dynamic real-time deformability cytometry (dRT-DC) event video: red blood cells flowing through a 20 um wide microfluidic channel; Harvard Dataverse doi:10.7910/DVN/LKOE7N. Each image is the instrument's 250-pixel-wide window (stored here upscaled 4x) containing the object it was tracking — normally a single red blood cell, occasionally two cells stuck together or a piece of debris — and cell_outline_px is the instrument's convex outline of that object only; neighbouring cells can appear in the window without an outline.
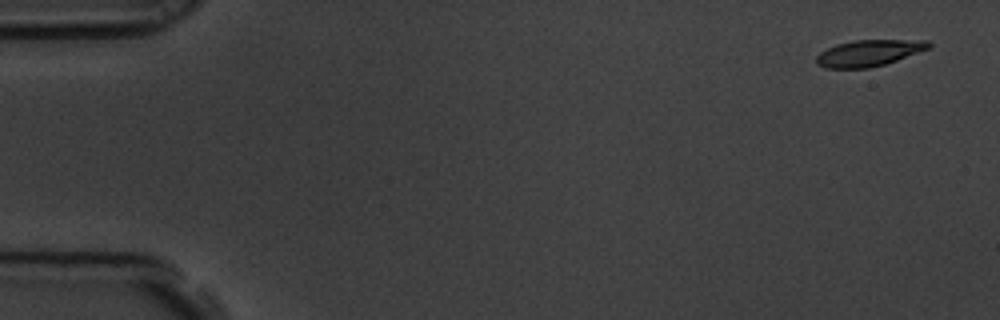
{"species": "common noctule bat (a hibernating species)", "species_latin": "Nyctalus noctula", "temperature_condition": "room temperature", "stored_images_in_passage": 15, "camera_frame_rate_fps": 3000, "um_per_image_px": 0.085, "animal": {"sex": "male", "body_mass_g": 19.5, "forearm_length_mm": 54.6}, "frame": {"image": 1, "passage_image": 1, "time_ms": 0.0, "image_size_px": [1000, 320], "cell_outline_px": [[932, 44], [928, 48], [896, 60], [884, 64], [868, 68], [824, 68], [816, 64], [816, 56], [820, 52], [836, 44], [852, 40], [928, 40]], "centroid_in_image_um": [73.8, 4.5], "position_along_channel_um": 11.2, "area_um2": 17.11}}
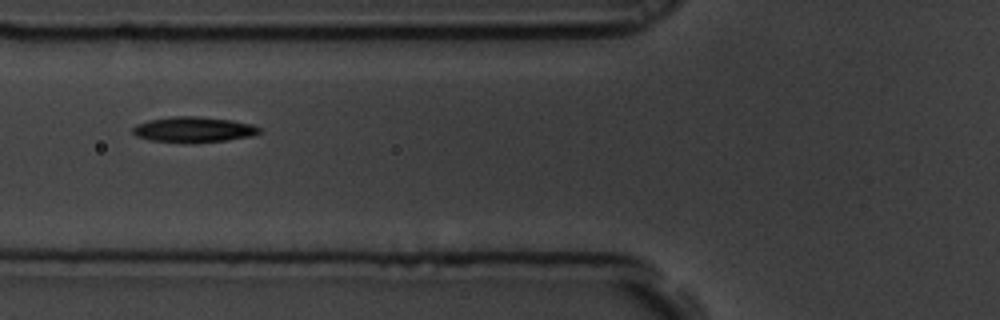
{"frame": {"image": 2, "passage_image": 6, "time_ms": 1.667, "image_size_px": [1000, 320], "cell_outline_px": [[260, 132], [252, 136], [224, 140], [192, 144], [188, 144], [148, 140], [136, 136], [132, 132], [132, 128], [136, 124], [148, 120], [172, 116], [200, 116], [232, 120], [252, 124], [260, 128]], "centroid_in_image_um": [16.41, 11.02], "position_along_channel_um": 109.4, "area_um2": 19.19}}
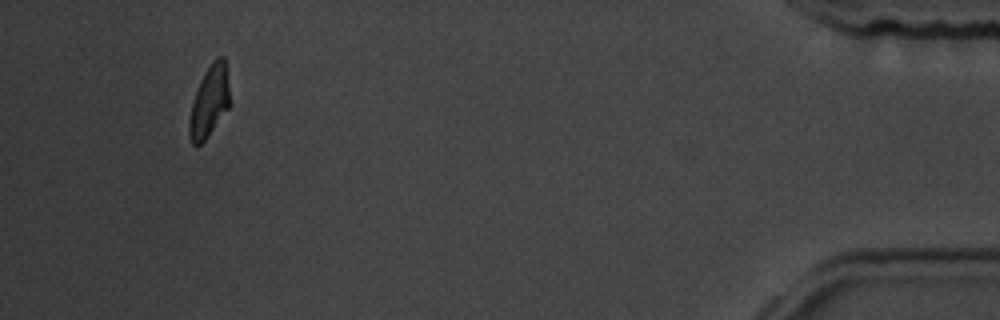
{"frame": {"image": 3, "passage_image": 15, "time_ms": 4.667, "image_size_px": [1000, 320], "cell_outline_px": [[232, 104], [208, 136], [200, 144], [192, 144], [188, 132], [188, 124], [192, 104], [200, 80], [204, 72], [212, 60], [216, 56], [224, 56]], "centroid_in_image_um": [17.83, 8.59], "position_along_channel_um": 417.4, "area_um2": 17.05}}